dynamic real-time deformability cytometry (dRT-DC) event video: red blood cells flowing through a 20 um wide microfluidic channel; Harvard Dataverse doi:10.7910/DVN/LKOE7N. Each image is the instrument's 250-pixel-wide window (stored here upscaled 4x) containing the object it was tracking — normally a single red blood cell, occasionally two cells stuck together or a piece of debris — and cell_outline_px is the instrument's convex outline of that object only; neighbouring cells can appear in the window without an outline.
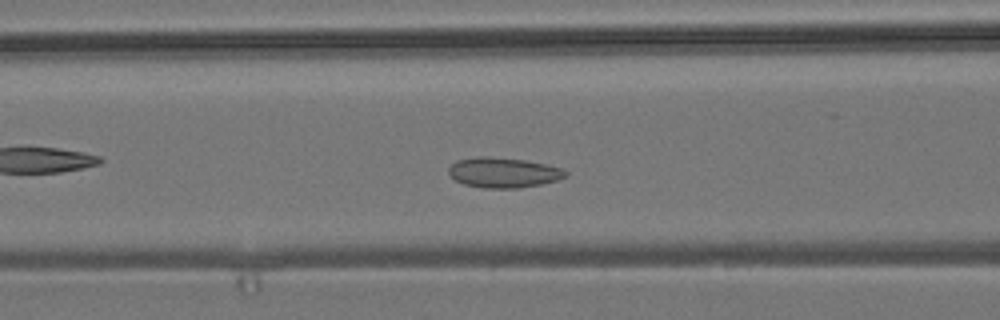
{"species": "common noctule bat (a hibernating species)", "species_latin": "Nyctalus noctula", "temperature_condition": "room temperature", "stored_images_in_passage": 50, "camera_frame_rate_fps": 3000, "um_per_image_px": 0.085, "animal": {"sex": "male", "body_mass_g": 19.2, "forearm_length_mm": 51.8}, "frame": {"image": 1, "passage_image": 17, "time_ms": 5.333, "image_size_px": [1000, 320], "cell_outline_px": [[568, 176], [556, 180], [540, 184], [520, 188], [484, 188], [464, 184], [456, 180], [448, 172], [448, 168], [456, 160], [480, 156], [488, 156], [524, 160], [548, 164], [564, 168], [568, 172]], "centroid_in_image_um": [42.82, 14.66], "position_along_channel_um": 123.8, "area_um2": 20.63}}
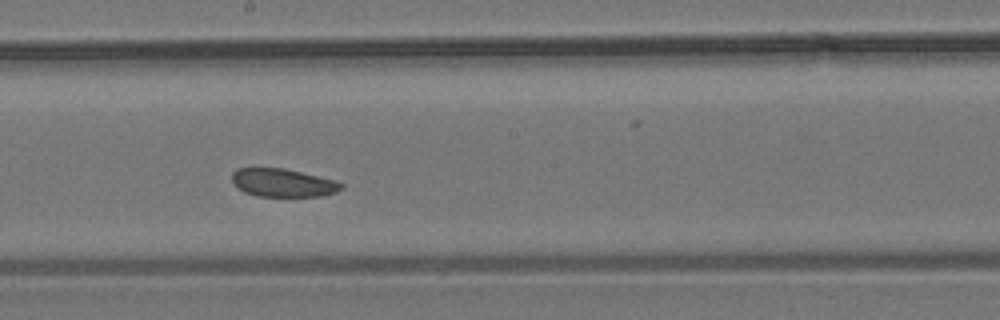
{"frame": {"image": 2, "passage_image": 25, "time_ms": 8.0, "image_size_px": [1000, 320], "cell_outline_px": [[344, 188], [336, 192], [320, 196], [256, 196], [244, 192], [232, 184], [232, 172], [236, 168], [284, 168], [336, 180], [344, 184]], "centroid_in_image_um": [24.04, 15.53], "position_along_channel_um": 224.2, "area_um2": 18.09}}
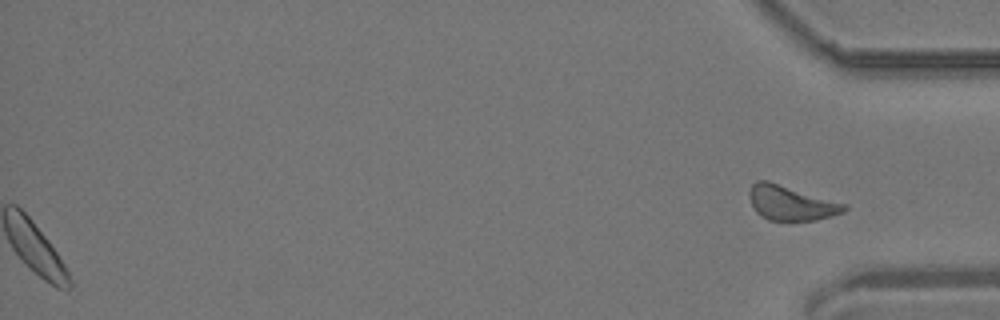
{"frame": {"image": 3, "passage_image": 50, "time_ms": 16.333, "image_size_px": [1000, 320], "cell_outline_px": [[848, 208], [844, 212], [832, 216], [816, 220], [768, 220], [760, 216], [756, 212], [748, 196], [748, 192], [752, 184], [756, 180], [768, 180], [848, 204]], "centroid_in_image_um": [67.24, 17.24], "position_along_channel_um": 368.0, "area_um2": 19.42}, "authors_computed_cell_mechanics": {"area_um2": 19.5075, "velocity_mm_per_s": 3.7703, "shape_relaxation_time_tau1_ms": null, "shape_relaxation_time_tau2_ms": 6.6454, "deformation_change_tau1": null, "deformation_change_tau2": 0.1119}}